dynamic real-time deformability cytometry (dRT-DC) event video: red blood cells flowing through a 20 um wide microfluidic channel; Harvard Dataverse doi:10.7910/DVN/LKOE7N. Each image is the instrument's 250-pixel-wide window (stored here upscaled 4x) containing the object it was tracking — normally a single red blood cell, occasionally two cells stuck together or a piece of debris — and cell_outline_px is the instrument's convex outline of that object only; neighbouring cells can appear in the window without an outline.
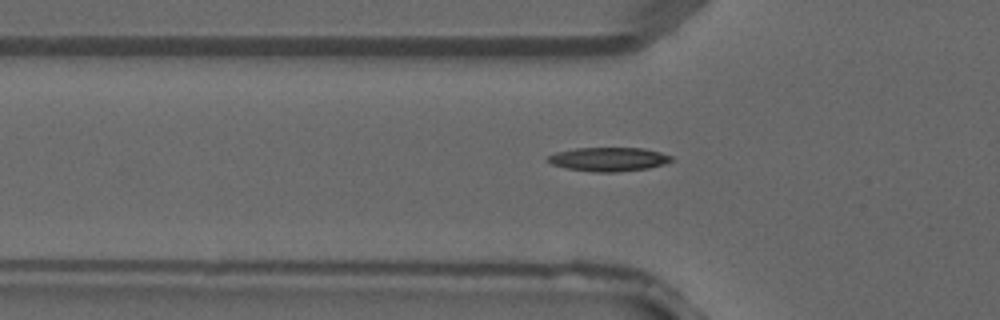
{"species": "common noctule bat (a hibernating species)", "species_latin": "Nyctalus noctula", "temperature_condition": "warm", "stored_images_in_passage": 6, "camera_frame_rate_fps": 3000, "um_per_image_px": 0.085, "animal": {"sex": "male", "forearm_length_mm": 52.5}, "frame": {"image": 1, "passage_image": 6, "time_ms": 1.667, "image_size_px": [1000, 320], "cell_outline_px": [[676, 160], [664, 164], [648, 168], [616, 172], [596, 172], [568, 168], [552, 164], [548, 160], [548, 156], [556, 152], [576, 148], [644, 148], [660, 152], [672, 156]], "centroid_in_image_um": [51.79, 13.53], "position_along_channel_um": 74.0, "area_um2": 17.11}}